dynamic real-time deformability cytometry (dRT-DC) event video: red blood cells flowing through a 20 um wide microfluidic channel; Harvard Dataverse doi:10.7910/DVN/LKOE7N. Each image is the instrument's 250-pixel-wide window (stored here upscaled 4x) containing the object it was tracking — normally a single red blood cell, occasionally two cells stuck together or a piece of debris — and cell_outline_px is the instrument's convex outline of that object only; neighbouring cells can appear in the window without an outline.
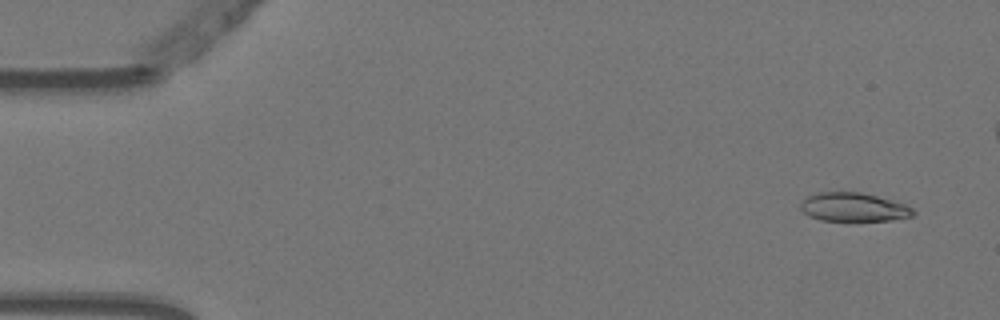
{"species": "Egyptian fruit bat (a non-hibernating species)", "species_latin": "Rousettus aegyptiacus", "temperature_condition": "warm", "stored_images_in_passage": 5, "camera_frame_rate_fps": 3000, "um_per_image_px": 0.085, "animal": {"sex": "female"}, "frame": {"image": 1, "passage_image": 1, "time_ms": 0.0, "image_size_px": [1000, 320], "cell_outline_px": [[916, 212], [912, 216], [892, 220], [820, 220], [808, 216], [800, 208], [800, 204], [808, 196], [816, 192], [860, 192], [876, 196], [904, 204], [912, 208]], "centroid_in_image_um": [72.53, 17.6], "position_along_channel_um": 12.5, "area_um2": 18.61}}